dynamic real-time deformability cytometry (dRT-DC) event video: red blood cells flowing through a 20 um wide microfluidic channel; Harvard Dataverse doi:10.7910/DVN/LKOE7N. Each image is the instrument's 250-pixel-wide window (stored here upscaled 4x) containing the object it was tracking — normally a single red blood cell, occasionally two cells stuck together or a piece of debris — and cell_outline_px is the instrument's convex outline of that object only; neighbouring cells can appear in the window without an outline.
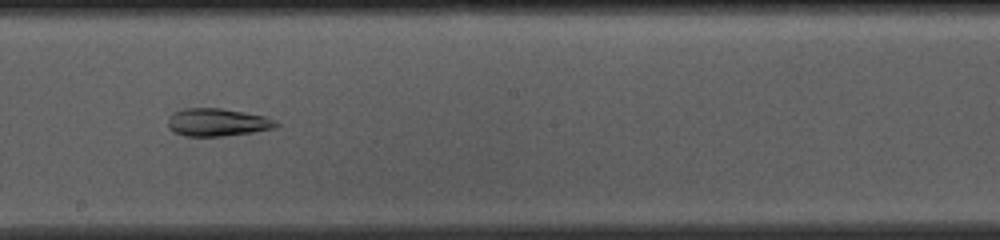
{"species": "common noctule bat (a hibernating species)", "species_latin": "Nyctalus noctula", "temperature_condition": "cold", "stored_images_in_passage": 53, "camera_frame_rate_fps": 3000, "um_per_image_px": 0.085, "animal": {"sex": "female", "body_mass_g": 10.0, "forearm_length_mm": 53.1}, "frame": {"image": 1, "passage_image": 28, "time_ms": 9.0, "image_size_px": [1000, 240], "cell_outline_px": [[280, 124], [276, 128], [252, 132], [224, 136], [184, 136], [168, 128], [168, 116], [172, 112], [184, 108], [220, 108], [244, 112], [264, 116]], "centroid_in_image_um": [18.44, 10.39], "position_along_channel_um": 229.8, "area_um2": 17.51}}
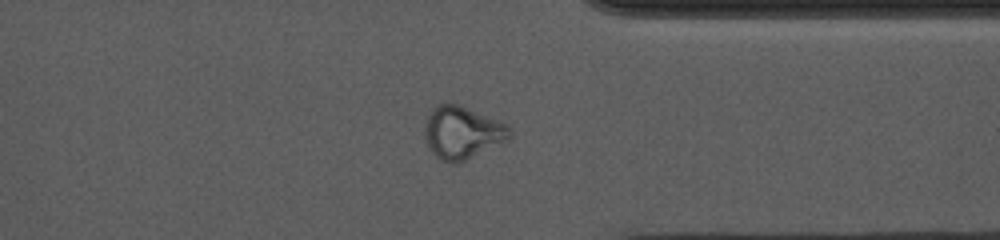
{"frame": {"image": 2, "passage_image": 40, "time_ms": 13.0, "image_size_px": [1000, 240], "cell_outline_px": [[512, 136], [508, 140], [456, 164], [452, 164], [436, 156], [432, 152], [424, 136], [424, 124], [432, 108], [436, 104], [460, 104], [508, 124], [512, 128]], "centroid_in_image_um": [39.31, 11.25], "position_along_channel_um": 372.1, "area_um2": 26.13}}
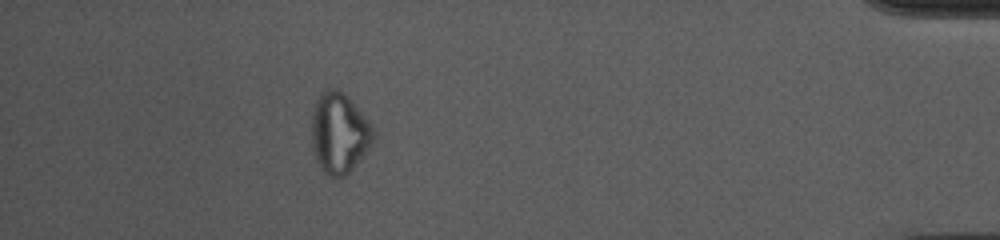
{"frame": {"image": 3, "passage_image": 47, "time_ms": 15.333, "image_size_px": [1000, 240], "cell_outline_px": [[376, 136], [372, 144], [352, 168], [344, 176], [332, 176], [324, 172], [320, 168], [316, 160], [312, 148], [312, 112], [316, 100], [320, 92], [328, 88], [336, 88], [344, 92], [348, 96], [372, 124], [376, 132]], "centroid_in_image_um": [28.84, 11.26], "position_along_channel_um": 406.4, "area_um2": 29.13}, "authors_computed_cell_mechanics": {"area_um2": 22.8888, "velocity_mm_per_s": 3.6878, "shape_relaxation_time_tau1_ms": null, "shape_relaxation_time_tau2_ms": 5.0125, "deformation_change_tau1": null, "deformation_change_tau2": 0.114}}